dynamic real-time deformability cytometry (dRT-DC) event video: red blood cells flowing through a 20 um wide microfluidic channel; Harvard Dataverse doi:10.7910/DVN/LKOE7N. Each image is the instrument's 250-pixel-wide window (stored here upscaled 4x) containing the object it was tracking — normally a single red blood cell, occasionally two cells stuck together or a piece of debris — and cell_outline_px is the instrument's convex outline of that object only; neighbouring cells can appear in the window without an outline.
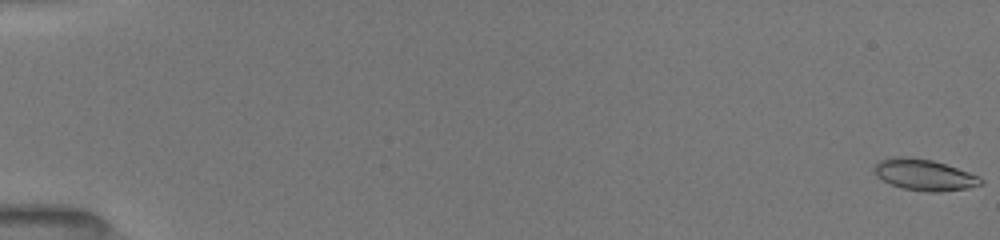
{"species": "common noctule bat (a hibernating species)", "species_latin": "Nyctalus noctula", "temperature_condition": "room temperature", "stored_images_in_passage": 53, "camera_frame_rate_fps": 3000, "um_per_image_px": 0.085, "animal": {"sex": "female", "body_mass_g": 19.5, "forearm_length_mm": 54.1}, "frame": {"image": 1, "passage_image": 1, "time_ms": 0.0, "image_size_px": [1000, 240], "cell_outline_px": [[984, 184], [968, 188], [940, 192], [924, 192], [900, 188], [876, 176], [876, 164], [880, 160], [896, 156], [932, 160], [980, 176], [984, 180]], "centroid_in_image_um": [78.61, 14.88], "position_along_channel_um": 6.4, "area_um2": 19.19}}
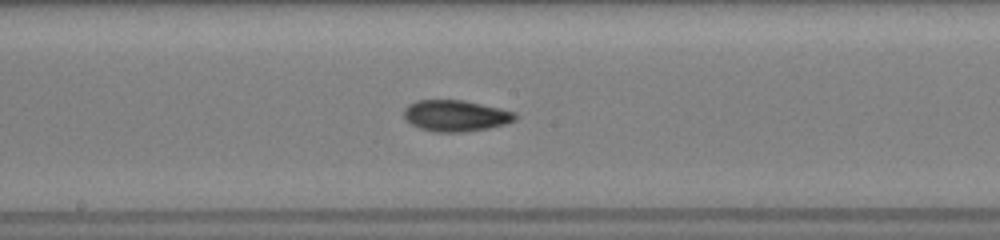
{"frame": {"image": 2, "passage_image": 30, "time_ms": 9.667, "image_size_px": [1000, 240], "cell_outline_px": [[516, 120], [504, 124], [488, 128], [460, 132], [436, 132], [420, 128], [412, 124], [404, 116], [404, 108], [408, 104], [416, 100], [464, 100], [500, 108], [516, 112]], "centroid_in_image_um": [38.73, 9.82], "position_along_channel_um": 209.5, "area_um2": 20.17}}
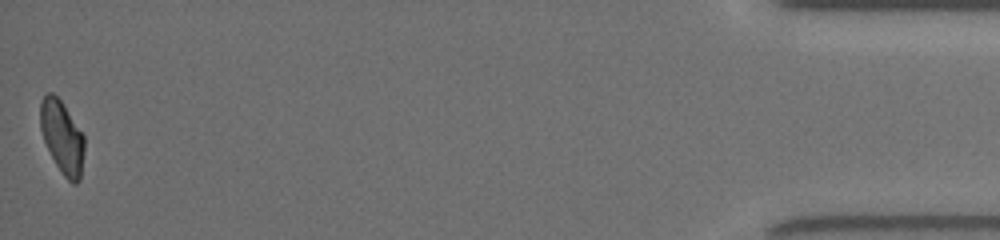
{"frame": {"image": 3, "passage_image": 53, "time_ms": 17.333, "image_size_px": [1000, 240], "cell_outline_px": [[84, 148], [80, 180], [76, 184], [72, 184], [64, 176], [56, 164], [44, 140], [40, 128], [40, 104], [44, 96], [48, 92], [52, 92], [60, 100], [84, 136]], "centroid_in_image_um": [5.28, 11.67], "position_along_channel_um": 429.9, "area_um2": 18.32}, "authors_computed_cell_mechanics": {"area_um2": 19.1318, "velocity_mm_per_s": 3.9829, "shape_relaxation_time_tau1_ms": 4.7532, "shape_relaxation_time_tau2_ms": 2.0557, "deformation_change_tau1": 0.1817, "deformation_change_tau2": 0.0683}}